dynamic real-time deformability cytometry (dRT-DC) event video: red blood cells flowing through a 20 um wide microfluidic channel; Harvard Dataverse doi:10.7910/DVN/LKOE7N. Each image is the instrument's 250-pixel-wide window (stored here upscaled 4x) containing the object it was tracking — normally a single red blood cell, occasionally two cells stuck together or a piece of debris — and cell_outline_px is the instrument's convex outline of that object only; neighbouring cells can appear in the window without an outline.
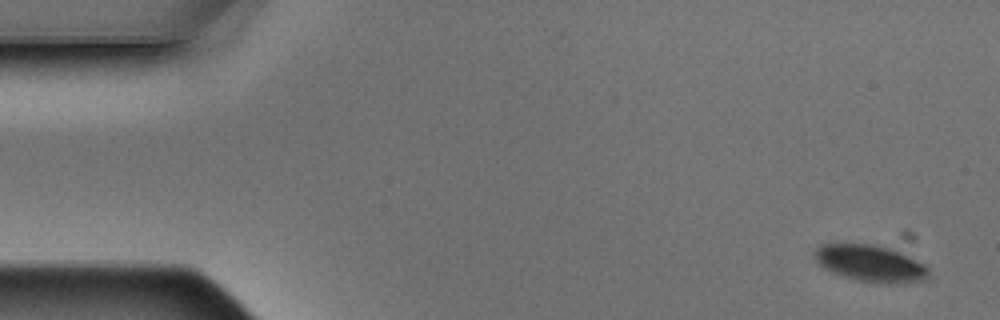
{"species": "Egyptian fruit bat (a non-hibernating species)", "species_latin": "Rousettus aegyptiacus", "temperature_condition": "warm", "stored_images_in_passage": 5, "camera_frame_rate_fps": 3000, "um_per_image_px": 0.085, "animal": {"sex": "male"}, "frame": {"image": 1, "passage_image": 1, "time_ms": 0.0, "image_size_px": [1000, 320], "cell_outline_px": [[928, 276], [924, 280], [892, 284], [888, 284], [856, 280], [832, 272], [824, 268], [816, 260], [812, 252], [820, 244], [884, 244], [924, 264], [928, 268]], "centroid_in_image_um": [73.98, 22.37], "position_along_channel_um": 11.0, "area_um2": 24.51}}
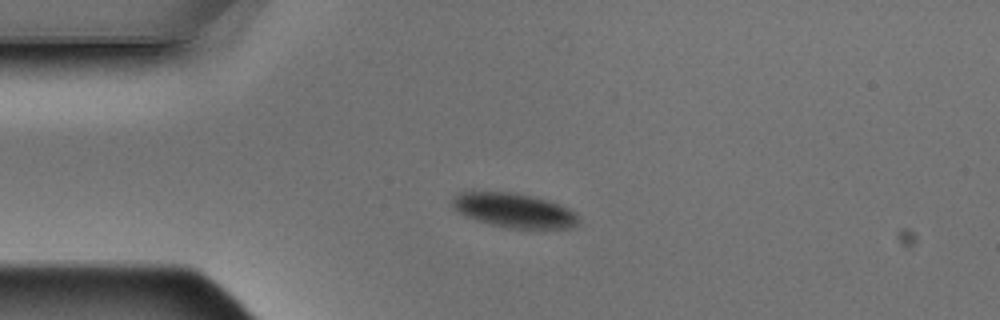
{"frame": {"image": 2, "passage_image": 4, "time_ms": 1.0, "image_size_px": [1000, 320], "cell_outline_px": [[580, 224], [572, 228], [504, 228], [488, 224], [464, 216], [452, 208], [452, 196], [460, 192], [472, 188], [508, 192], [528, 196], [544, 200], [568, 208], [576, 212], [580, 220]], "centroid_in_image_um": [43.59, 17.86], "position_along_channel_um": 41.4, "area_um2": 25.95}}